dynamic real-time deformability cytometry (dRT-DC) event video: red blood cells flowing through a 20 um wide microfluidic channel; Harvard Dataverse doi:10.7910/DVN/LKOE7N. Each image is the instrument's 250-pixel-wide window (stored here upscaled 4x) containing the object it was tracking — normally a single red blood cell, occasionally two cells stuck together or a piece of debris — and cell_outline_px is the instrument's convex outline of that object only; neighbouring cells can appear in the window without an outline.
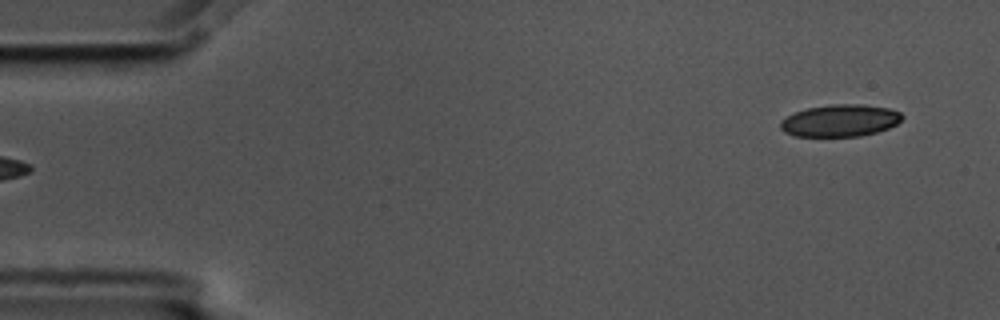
{"species": "common noctule bat (a hibernating species)", "species_latin": "Nyctalus noctula", "temperature_condition": "cold", "stored_images_in_passage": 5, "segment_of_instrument_passage": [2, 2], "camera_frame_rate_fps": 3000, "um_per_image_px": 0.085, "animal": {"sex": "male", "body_mass_g": 17.5, "forearm_length_mm": 52.3}, "frame": {"image": 1, "passage_image": 5, "time_ms": 1.333, "image_size_px": [1000, 320], "cell_outline_px": [[904, 116], [896, 124], [888, 128], [876, 132], [860, 136], [792, 136], [784, 132], [780, 128], [780, 120], [796, 112], [808, 108], [832, 104], [860, 104], [888, 108], [900, 112]], "centroid_in_image_um": [71.39, 10.25], "position_along_channel_um": 13.6, "area_um2": 22.66}}